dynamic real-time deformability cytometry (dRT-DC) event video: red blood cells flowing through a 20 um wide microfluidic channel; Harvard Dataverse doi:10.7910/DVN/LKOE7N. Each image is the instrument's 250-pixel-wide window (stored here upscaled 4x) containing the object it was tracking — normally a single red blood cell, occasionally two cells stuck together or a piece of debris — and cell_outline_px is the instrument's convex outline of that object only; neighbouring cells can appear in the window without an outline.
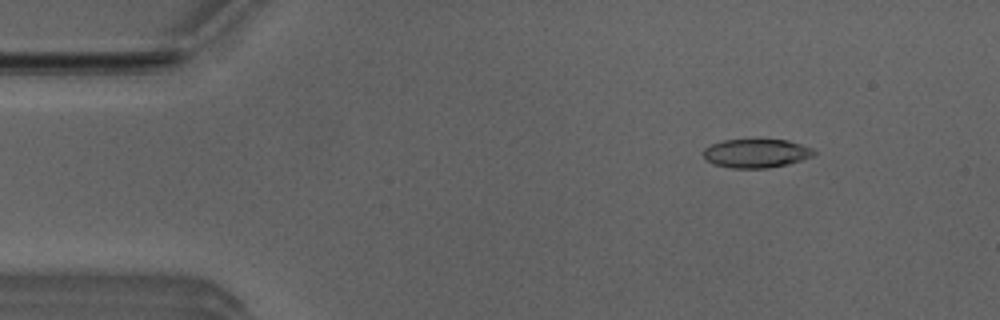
{"species": "Egyptian fruit bat (a non-hibernating species)", "species_latin": "Rousettus aegyptiacus", "temperature_condition": "room temperature", "stored_images_in_passage": 4, "camera_frame_rate_fps": 3000, "um_per_image_px": 0.085, "animal": {"sex": "male"}, "frame": {"image": 1, "passage_image": 2, "time_ms": 0.333, "image_size_px": [1000, 320], "cell_outline_px": [[816, 152], [812, 156], [788, 164], [768, 168], [732, 168], [712, 164], [704, 160], [704, 148], [712, 144], [724, 140], [760, 136], [788, 140], [812, 148]], "centroid_in_image_um": [64.25, 12.98], "position_along_channel_um": 20.7, "area_um2": 19.36}}